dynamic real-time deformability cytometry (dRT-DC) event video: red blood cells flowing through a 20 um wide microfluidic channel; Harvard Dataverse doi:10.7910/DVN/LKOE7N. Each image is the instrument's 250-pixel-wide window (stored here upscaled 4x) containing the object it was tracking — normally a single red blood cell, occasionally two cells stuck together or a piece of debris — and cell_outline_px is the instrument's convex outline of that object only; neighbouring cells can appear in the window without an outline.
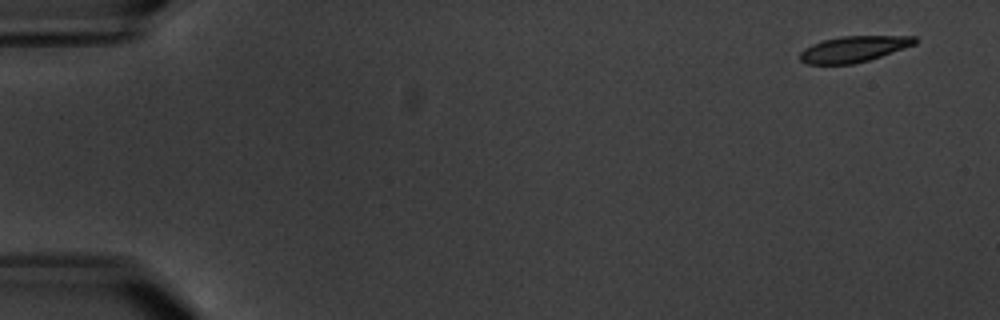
{"species": "common noctule bat (a hibernating species)", "species_latin": "Nyctalus noctula", "temperature_condition": "warm", "stored_images_in_passage": 10, "camera_frame_rate_fps": 3000, "um_per_image_px": 0.085, "animal": {"sex": "male", "body_mass_g": 20.1, "forearm_length_mm": 53.5}, "frame": {"image": 1, "passage_image": 1, "time_ms": 0.0, "image_size_px": [1000, 320], "cell_outline_px": [[920, 40], [916, 44], [868, 60], [852, 64], [808, 64], [800, 60], [800, 52], [804, 48], [812, 44], [824, 40], [840, 36], [916, 36]], "centroid_in_image_um": [72.58, 4.16], "position_along_channel_um": 12.4, "area_um2": 17.34}}
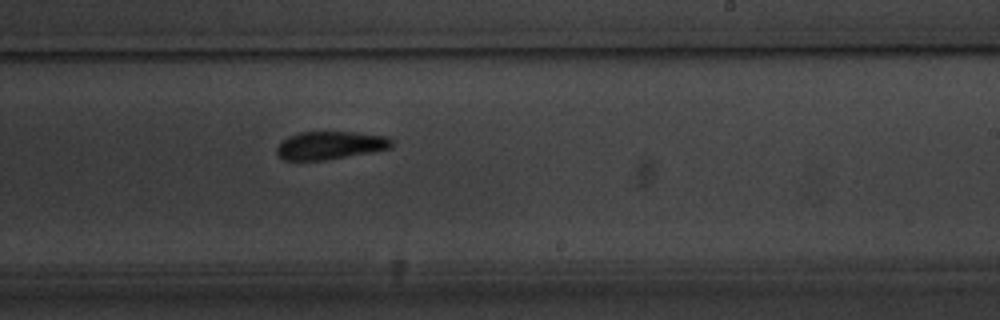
{"frame": {"image": 2, "passage_image": 10, "time_ms": 11.333, "image_size_px": [1000, 320], "cell_outline_px": [[392, 148], [372, 152], [324, 160], [284, 160], [276, 152], [276, 148], [288, 136], [300, 132], [356, 132], [388, 136], [392, 140]], "centroid_in_image_um": [28.1, 12.35], "position_along_channel_um": 260.9, "area_um2": 18.73}}